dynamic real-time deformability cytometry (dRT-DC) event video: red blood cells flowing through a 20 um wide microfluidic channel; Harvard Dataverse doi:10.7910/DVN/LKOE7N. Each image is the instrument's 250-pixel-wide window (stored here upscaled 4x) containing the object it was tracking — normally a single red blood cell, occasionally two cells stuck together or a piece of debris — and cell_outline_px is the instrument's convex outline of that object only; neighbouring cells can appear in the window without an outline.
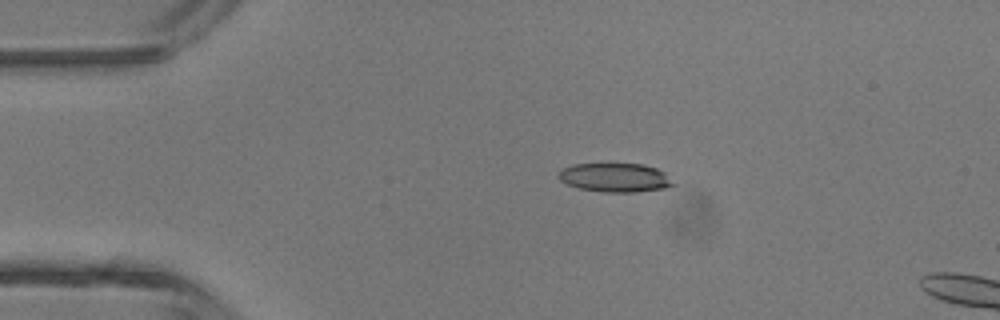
{"species": "common noctule bat (a hibernating species)", "species_latin": "Nyctalus noctula", "temperature_condition": "room temperature", "stored_images_in_passage": 6, "camera_frame_rate_fps": 3000, "um_per_image_px": 0.085, "animal": {"sex": "male", "body_mass_g": 13.3}, "frame": {"image": 1, "passage_image": 1, "time_ms": 0.0, "image_size_px": [1000, 320], "cell_outline_px": [[676, 184], [664, 188], [636, 192], [604, 192], [580, 188], [568, 184], [560, 180], [556, 176], [560, 168], [572, 164], [644, 164], [656, 168], [664, 172]], "centroid_in_image_um": [52.25, 15.08], "position_along_channel_um": 32.7, "area_um2": 19.36}}